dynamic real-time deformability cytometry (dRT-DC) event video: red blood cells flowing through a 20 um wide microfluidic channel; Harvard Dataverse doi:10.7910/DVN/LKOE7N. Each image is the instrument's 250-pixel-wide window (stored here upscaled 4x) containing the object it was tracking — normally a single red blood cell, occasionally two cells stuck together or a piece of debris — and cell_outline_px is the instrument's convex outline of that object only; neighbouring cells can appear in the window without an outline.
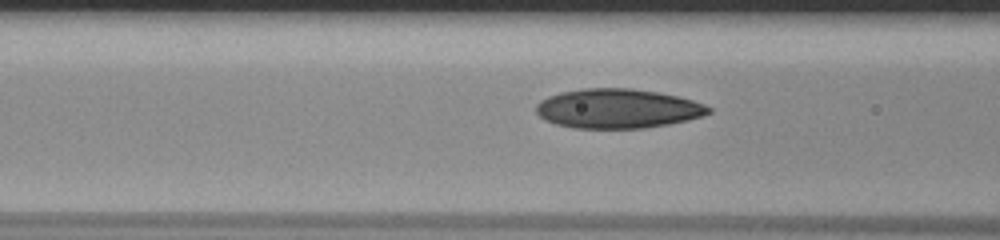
{"species": "human", "species_latin": "Homo sapiens", "temperature_condition": "room temperature", "stored_images_in_passage": 14, "camera_frame_rate_fps": 3000, "um_per_image_px": 0.085, "donor": {"sex": "male"}, "frame": {"image": 1, "passage_image": 12, "time_ms": 3.667, "image_size_px": [1000, 240], "cell_outline_px": [[712, 112], [688, 120], [668, 124], [644, 128], [572, 128], [556, 124], [544, 120], [536, 112], [536, 104], [540, 100], [548, 96], [560, 92], [584, 88], [632, 88], [656, 92], [676, 96], [692, 100], [704, 104], [712, 108]], "centroid_in_image_um": [52.47, 9.23], "position_along_channel_um": 114.1, "area_um2": 39.65}}